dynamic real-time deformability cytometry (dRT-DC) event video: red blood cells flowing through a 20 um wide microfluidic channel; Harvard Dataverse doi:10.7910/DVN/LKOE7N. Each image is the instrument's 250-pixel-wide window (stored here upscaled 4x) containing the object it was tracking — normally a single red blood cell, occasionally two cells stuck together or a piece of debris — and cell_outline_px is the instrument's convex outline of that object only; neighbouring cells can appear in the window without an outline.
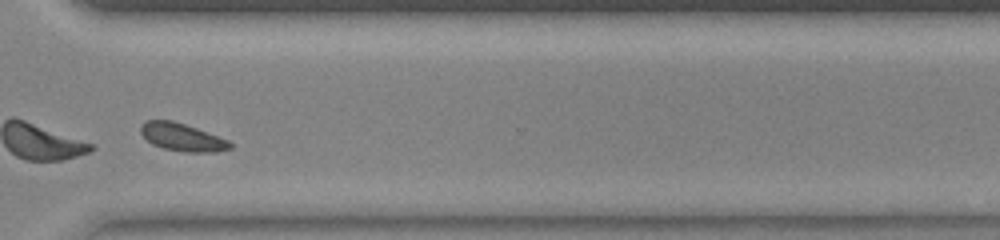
{"species": "common noctule bat (a hibernating species)", "species_latin": "Nyctalus noctula", "temperature_condition": "warm", "stored_images_in_passage": 35, "camera_frame_rate_fps": 3000, "um_per_image_px": 0.085, "animal": {"sex": "female", "body_mass_g": 23.0, "forearm_length_mm": 53.4}, "frame": {"image": 1, "passage_image": 25, "time_ms": 8.0, "image_size_px": [1000, 240], "cell_outline_px": [[232, 148], [216, 152], [184, 152], [164, 148], [152, 144], [140, 132], [140, 124], [148, 120], [172, 120], [196, 128], [228, 140], [232, 144]], "centroid_in_image_um": [15.48, 11.66], "position_along_channel_um": 355.1, "area_um2": 14.33}, "authors_computed_cell_mechanics": {"area_um2": 14.3922, "velocity_mm_per_s": 3.9274, "shape_relaxation_time_tau1_ms": 1.3405, "shape_relaxation_time_tau2_ms": null, "deformation_change_tau1": 0.0506, "deformation_change_tau2": null}}